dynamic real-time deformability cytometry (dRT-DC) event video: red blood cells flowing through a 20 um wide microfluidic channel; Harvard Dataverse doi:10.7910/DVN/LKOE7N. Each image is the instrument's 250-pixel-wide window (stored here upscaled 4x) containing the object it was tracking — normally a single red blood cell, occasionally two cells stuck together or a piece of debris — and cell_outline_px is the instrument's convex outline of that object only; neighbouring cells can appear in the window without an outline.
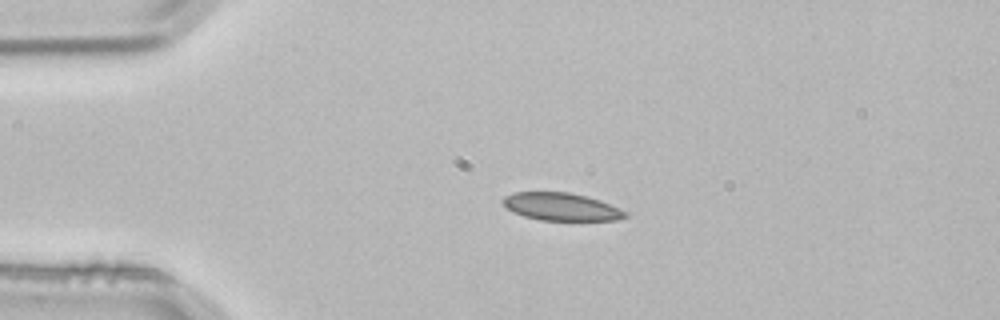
{"species": "common noctule bat (a hibernating species)", "species_latin": "Nyctalus noctula", "temperature_condition": "room temperature", "stored_images_in_passage": 2, "camera_frame_rate_fps": 3000, "um_per_image_px": 0.085, "animal": {"sex": "male", "body_mass_g": 21.5, "forearm_length_mm": 52.0}, "frame": {"image": 1, "passage_image": 1, "time_ms": 0.0, "image_size_px": [1000, 320], "cell_outline_px": [[628, 216], [616, 220], [540, 220], [524, 216], [512, 212], [504, 204], [504, 196], [516, 192], [568, 192], [600, 200], [628, 212]], "centroid_in_image_um": [47.72, 17.58], "position_along_channel_um": 37.3, "area_um2": 19.54}}
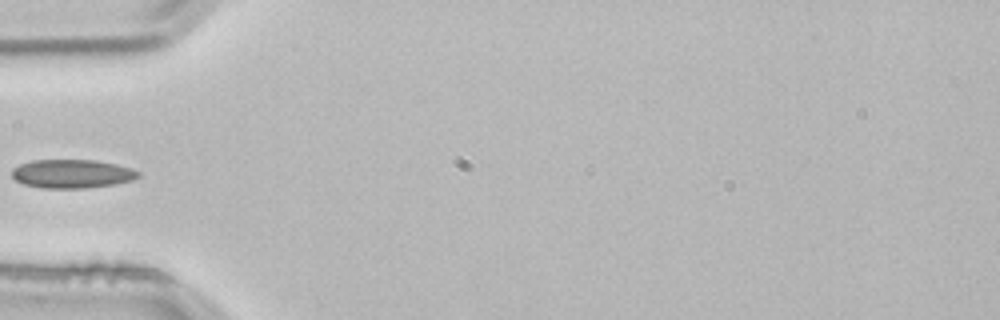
{"frame": {"image": 2, "passage_image": 2, "time_ms": 0.333, "image_size_px": [1000, 320], "cell_outline_px": [[140, 176], [132, 180], [116, 184], [88, 188], [40, 188], [24, 184], [16, 180], [12, 176], [12, 168], [20, 164], [32, 160], [96, 160], [116, 164], [132, 168], [140, 172]], "centroid_in_image_um": [6.14, 14.77], "position_along_channel_um": 78.9, "area_um2": 21.27}}